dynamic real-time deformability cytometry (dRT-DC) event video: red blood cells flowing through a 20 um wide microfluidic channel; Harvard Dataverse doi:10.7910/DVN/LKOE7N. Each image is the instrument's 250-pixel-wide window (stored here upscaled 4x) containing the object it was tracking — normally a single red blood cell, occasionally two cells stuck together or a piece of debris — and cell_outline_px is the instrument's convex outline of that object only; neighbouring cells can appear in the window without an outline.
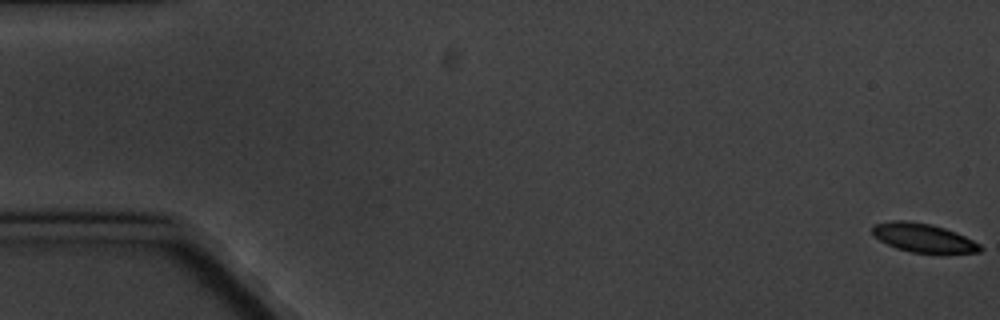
{"species": "common noctule bat (a hibernating species)", "species_latin": "Nyctalus noctula", "temperature_condition": "cold", "stored_images_in_passage": 5, "camera_frame_rate_fps": 3000, "um_per_image_px": 0.085, "animal": {"sex": "male", "body_mass_g": 20.1, "forearm_length_mm": 53.5}, "frame": {"image": 1, "passage_image": 1, "time_ms": 0.0, "image_size_px": [1000, 320], "cell_outline_px": [[984, 248], [980, 252], [912, 252], [896, 248], [880, 240], [872, 232], [872, 224], [892, 220], [904, 220], [932, 224], [956, 232], [980, 244]], "centroid_in_image_um": [78.46, 20.19], "position_along_channel_um": 6.5, "area_um2": 17.8}}
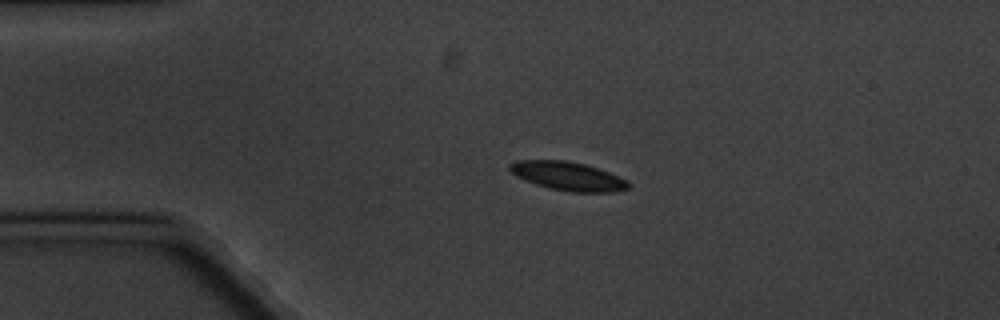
{"frame": {"image": 2, "passage_image": 4, "time_ms": 4.333, "image_size_px": [1000, 320], "cell_outline_px": [[632, 184], [628, 188], [616, 192], [572, 192], [552, 188], [536, 184], [524, 180], [516, 176], [508, 168], [508, 164], [516, 160], [564, 160], [584, 164], [608, 172], [628, 180]], "centroid_in_image_um": [48.28, 14.97], "position_along_channel_um": 36.7, "area_um2": 19.77}}